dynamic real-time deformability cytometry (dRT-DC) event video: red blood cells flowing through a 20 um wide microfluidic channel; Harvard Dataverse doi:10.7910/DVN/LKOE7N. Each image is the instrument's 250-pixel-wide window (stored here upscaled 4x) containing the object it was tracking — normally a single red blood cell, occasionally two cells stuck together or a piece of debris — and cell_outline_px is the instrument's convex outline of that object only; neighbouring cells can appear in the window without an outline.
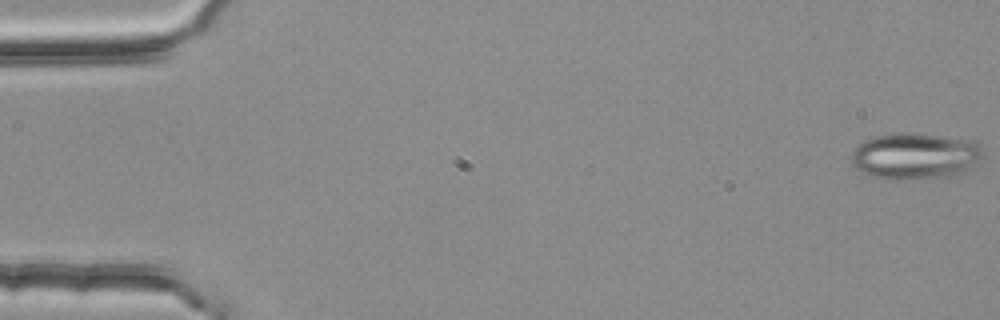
{"species": "common noctule bat (a hibernating species)", "species_latin": "Nyctalus noctula", "temperature_condition": "room temperature", "stored_images_in_passage": 4, "camera_frame_rate_fps": 3000, "um_per_image_px": 0.085, "animal": {"sex": "female", "body_mass_g": 25.1}, "frame": {"image": 1, "passage_image": 1, "time_ms": 0.0, "image_size_px": [1000, 320], "cell_outline_px": [[984, 156], [968, 172], [948, 176], [912, 180], [888, 180], [868, 176], [856, 168], [852, 164], [852, 152], [860, 144], [876, 136], [904, 132], [976, 140], [984, 148]], "centroid_in_image_um": [77.86, 13.29], "position_along_channel_um": 7.1, "area_um2": 36.13}}